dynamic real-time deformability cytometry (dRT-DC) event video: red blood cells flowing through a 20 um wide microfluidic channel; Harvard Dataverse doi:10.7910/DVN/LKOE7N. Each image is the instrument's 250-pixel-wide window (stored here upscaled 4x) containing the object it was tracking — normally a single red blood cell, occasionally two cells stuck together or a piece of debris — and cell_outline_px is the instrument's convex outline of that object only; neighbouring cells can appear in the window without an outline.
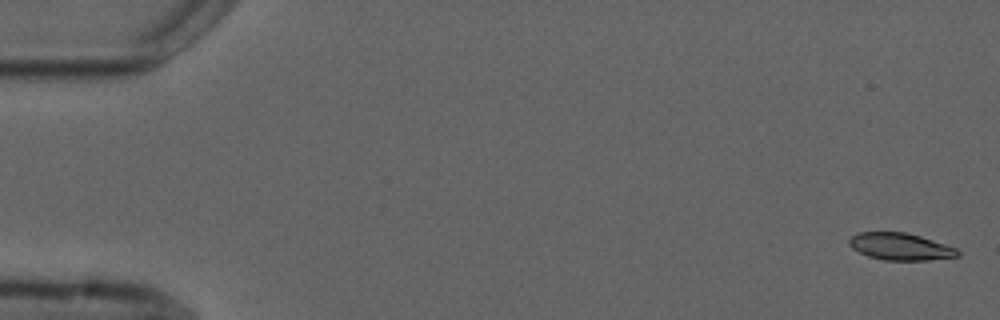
{"species": "common noctule bat (a hibernating species)", "species_latin": "Nyctalus noctula", "temperature_condition": "cold", "stored_images_in_passage": 5, "camera_frame_rate_fps": 3000, "um_per_image_px": 0.085, "animal": {"sex": "male", "forearm_length_mm": 52.5}, "frame": {"image": 1, "passage_image": 1, "time_ms": 0.0, "image_size_px": [1000, 320], "cell_outline_px": [[960, 256], [928, 260], [884, 260], [868, 256], [852, 248], [848, 244], [848, 240], [856, 232], [904, 232], [920, 236], [956, 248], [960, 252]], "centroid_in_image_um": [76.51, 20.96], "position_along_channel_um": 8.5, "area_um2": 17.05}}
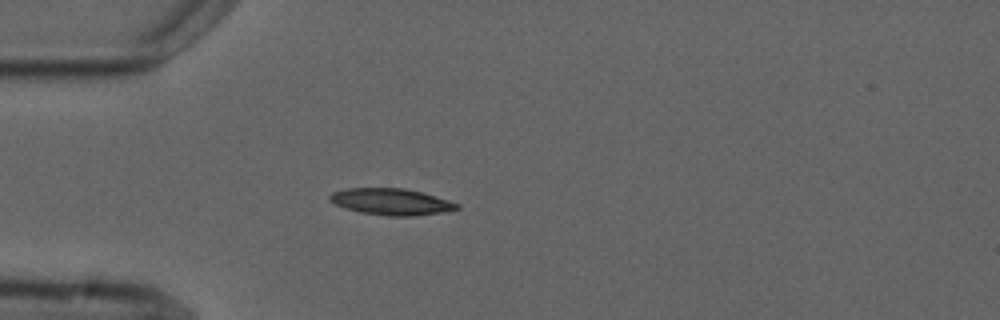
{"frame": {"image": 2, "passage_image": 5, "time_ms": 4.667, "image_size_px": [1000, 320], "cell_outline_px": [[460, 208], [440, 212], [416, 216], [388, 216], [360, 212], [336, 204], [328, 200], [328, 196], [332, 192], [348, 188], [404, 188], [420, 192], [448, 200], [460, 204]], "centroid_in_image_um": [33.24, 17.14], "position_along_channel_um": 51.8, "area_um2": 19.42}}